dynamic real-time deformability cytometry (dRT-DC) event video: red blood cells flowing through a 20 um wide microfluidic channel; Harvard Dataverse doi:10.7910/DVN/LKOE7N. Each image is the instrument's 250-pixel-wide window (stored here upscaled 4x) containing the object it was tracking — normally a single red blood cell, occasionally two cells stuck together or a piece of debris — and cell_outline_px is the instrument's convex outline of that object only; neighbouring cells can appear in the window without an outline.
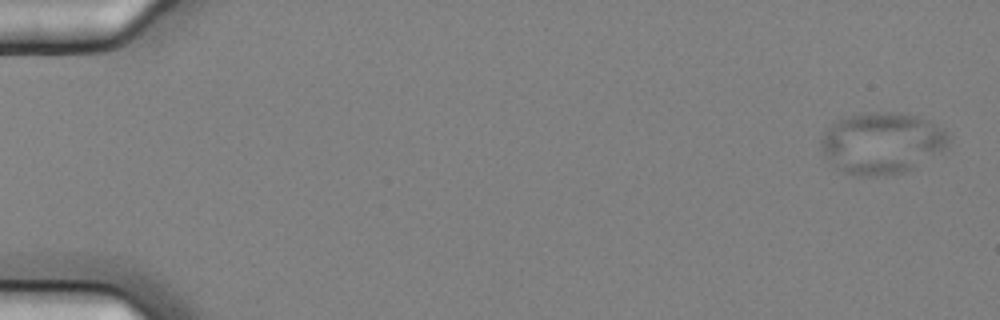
{"species": "common noctule bat (a hibernating species)", "species_latin": "Nyctalus noctula", "temperature_condition": "cold", "stored_images_in_passage": 6, "segment_of_instrument_passage": [1, 2], "camera_frame_rate_fps": 3000, "um_per_image_px": 0.085, "animal": {"sex": "female", "body_mass_g": 25.1}, "frame": {"image": 1, "passage_image": 1, "time_ms": 0.0, "image_size_px": [1000, 320], "cell_outline_px": [[948, 148], [912, 168], [904, 172], [884, 176], [856, 176], [844, 172], [836, 168], [820, 148], [820, 140], [824, 132], [836, 120], [860, 112], [900, 112], [916, 116], [928, 120], [944, 128], [948, 136]], "centroid_in_image_um": [74.95, 12.15], "position_along_channel_um": 10.0, "area_um2": 45.95}}
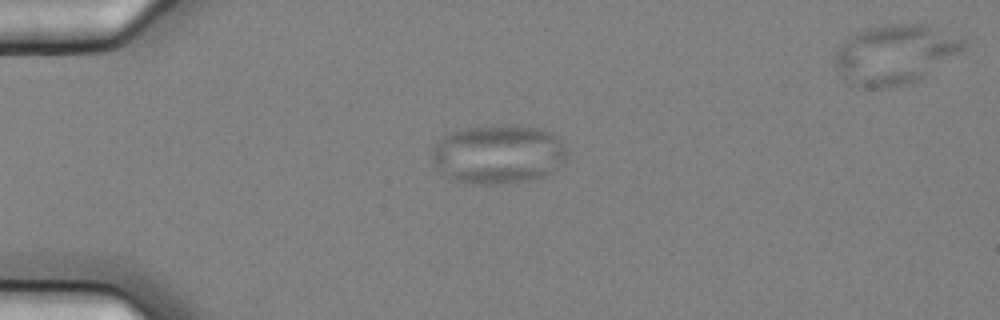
{"frame": {"image": 2, "passage_image": 4, "time_ms": 1.0, "image_size_px": [1000, 320], "cell_outline_px": [[568, 160], [564, 164], [552, 172], [540, 176], [524, 180], [504, 184], [480, 184], [460, 180], [444, 176], [440, 172], [432, 160], [432, 148], [448, 132], [488, 124], [516, 124], [536, 128], [552, 132], [564, 144], [568, 152]], "centroid_in_image_um": [42.39, 13.07], "position_along_channel_um": 42.6, "area_um2": 46.88}}